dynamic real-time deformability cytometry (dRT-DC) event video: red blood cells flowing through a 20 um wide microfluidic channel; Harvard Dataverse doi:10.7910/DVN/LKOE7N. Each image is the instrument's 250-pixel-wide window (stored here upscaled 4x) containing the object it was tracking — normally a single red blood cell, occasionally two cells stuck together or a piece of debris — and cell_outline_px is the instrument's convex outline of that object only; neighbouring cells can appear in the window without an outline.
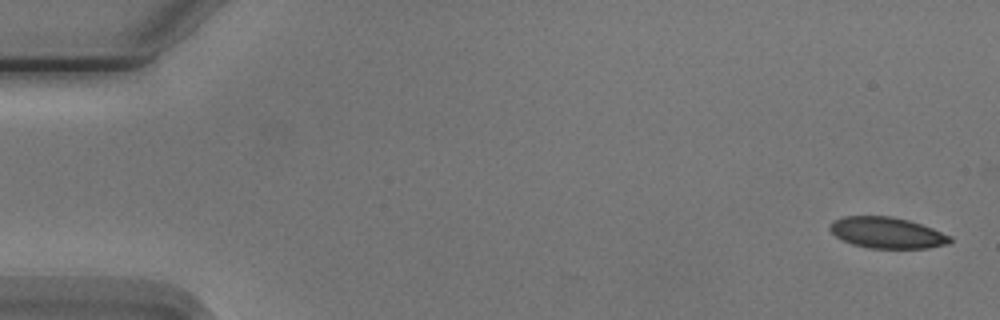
{"species": "Egyptian fruit bat (a non-hibernating species)", "species_latin": "Rousettus aegyptiacus", "temperature_condition": "cold", "stored_images_in_passage": 5, "camera_frame_rate_fps": 3000, "um_per_image_px": 0.085, "animal": {"sex": "male"}, "frame": {"image": 1, "passage_image": 1, "time_ms": 0.0, "image_size_px": [1000, 320], "cell_outline_px": [[952, 240], [948, 244], [928, 248], [868, 248], [852, 244], [836, 236], [828, 228], [832, 220], [844, 216], [892, 216], [908, 220], [932, 228], [952, 236]], "centroid_in_image_um": [75.39, 19.78], "position_along_channel_um": 9.6, "area_um2": 21.79}}
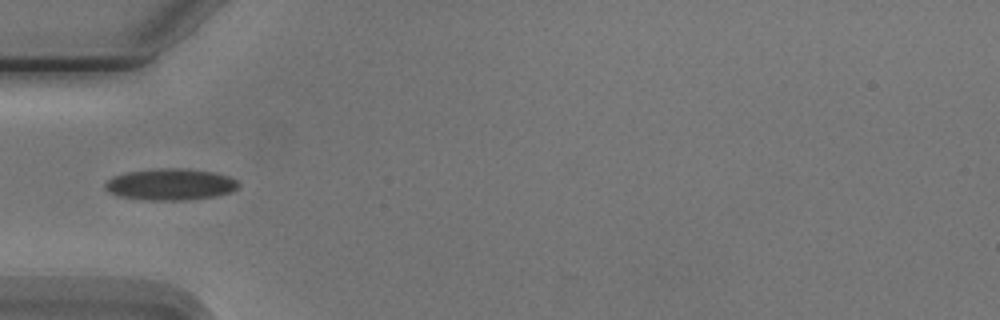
{"frame": {"image": 2, "passage_image": 5, "time_ms": 5.333, "image_size_px": [1000, 320], "cell_outline_px": [[240, 184], [232, 192], [216, 196], [188, 200], [144, 200], [116, 196], [108, 192], [104, 188], [104, 184], [112, 176], [124, 172], [152, 168], [188, 168], [216, 172], [228, 176], [236, 180]], "centroid_in_image_um": [14.45, 15.66], "position_along_channel_um": 70.5, "area_um2": 25.09}}